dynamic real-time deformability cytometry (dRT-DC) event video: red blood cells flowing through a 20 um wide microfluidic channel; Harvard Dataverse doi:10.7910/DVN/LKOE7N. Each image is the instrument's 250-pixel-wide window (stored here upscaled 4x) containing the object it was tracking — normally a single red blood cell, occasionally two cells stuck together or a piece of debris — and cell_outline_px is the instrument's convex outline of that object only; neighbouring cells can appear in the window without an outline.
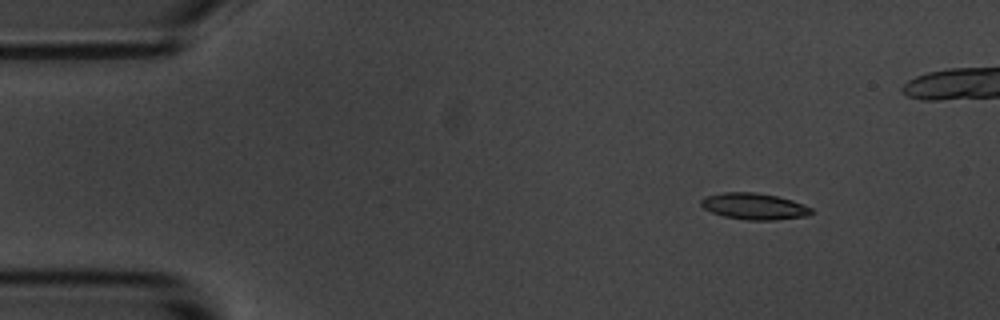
{"species": "common noctule bat (a hibernating species)", "species_latin": "Nyctalus noctula", "temperature_condition": "room temperature", "stored_images_in_passage": 5, "camera_frame_rate_fps": 3000, "um_per_image_px": 0.085, "animal": {"sex": "male", "body_mass_g": 20.1, "forearm_length_mm": 53.5}, "frame": {"image": 1, "passage_image": 2, "time_ms": 1.333, "image_size_px": [1000, 320], "cell_outline_px": [[812, 212], [808, 216], [776, 220], [748, 220], [724, 216], [712, 212], [704, 208], [700, 204], [700, 200], [704, 196], [724, 192], [756, 192], [776, 196], [792, 200], [804, 204], [812, 208]], "centroid_in_image_um": [64.11, 17.53], "position_along_channel_um": 20.9, "area_um2": 17.05}}